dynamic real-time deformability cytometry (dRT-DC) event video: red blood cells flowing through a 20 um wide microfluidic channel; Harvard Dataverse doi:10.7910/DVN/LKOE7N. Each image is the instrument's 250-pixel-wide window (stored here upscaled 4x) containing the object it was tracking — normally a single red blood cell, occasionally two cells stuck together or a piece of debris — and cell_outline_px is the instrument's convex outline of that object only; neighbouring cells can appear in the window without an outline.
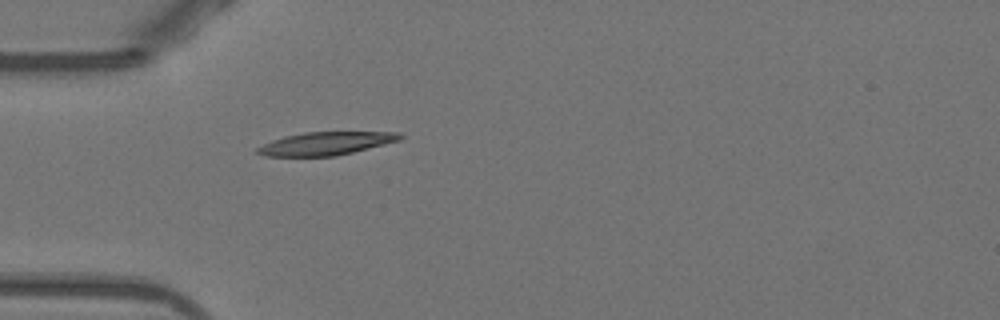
{"species": "Egyptian fruit bat (a non-hibernating species)", "species_latin": "Rousettus aegyptiacus", "temperature_condition": "warm", "stored_images_in_passage": 37, "camera_frame_rate_fps": 3000, "um_per_image_px": 0.085, "animal": {"sex": "female"}, "frame": {"image": 1, "passage_image": 1, "time_ms": 0.0, "image_size_px": [1000, 320], "cell_outline_px": [[404, 136], [400, 140], [336, 156], [264, 156], [256, 152], [256, 148], [272, 140], [284, 136], [304, 132], [400, 132]], "centroid_in_image_um": [27.68, 12.19], "position_along_channel_um": 57.3, "area_um2": 19.07}}
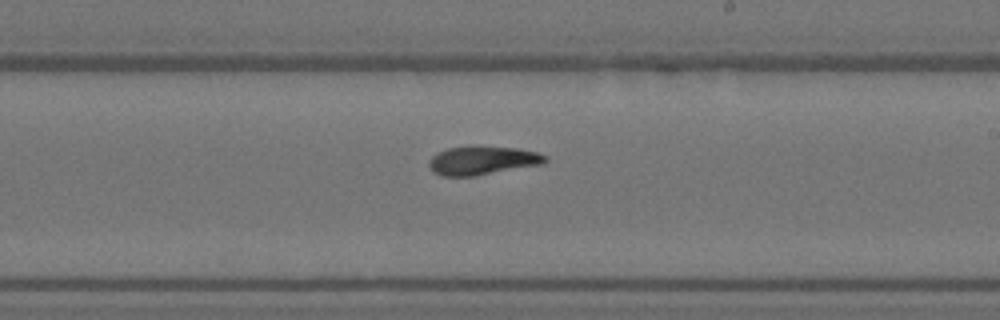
{"frame": {"image": 2, "passage_image": 16, "time_ms": 5.0, "image_size_px": [1000, 320], "cell_outline_px": [[548, 160], [544, 164], [472, 176], [440, 176], [432, 172], [428, 164], [428, 160], [436, 152], [448, 148], [476, 144], [516, 148], [536, 152], [548, 156]], "centroid_in_image_um": [40.98, 13.61], "position_along_channel_um": 248.0, "area_um2": 19.94}}
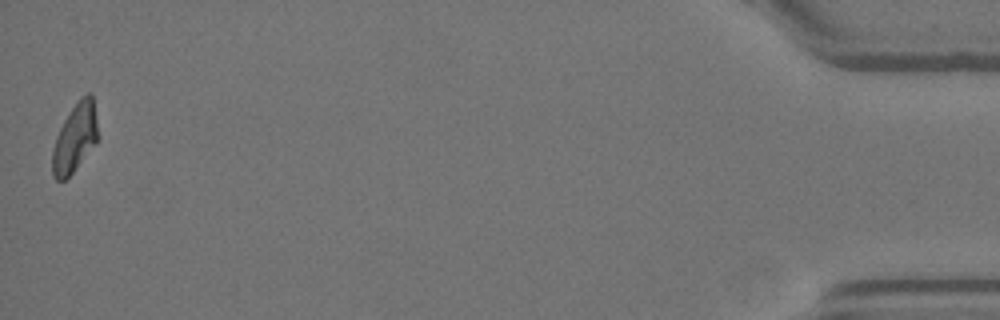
{"frame": {"image": 3, "passage_image": 37, "time_ms": 12.0, "image_size_px": [1000, 320], "cell_outline_px": [[100, 136], [96, 144], [72, 172], [64, 180], [56, 180], [52, 176], [52, 152], [56, 136], [64, 120], [80, 96], [88, 92], [92, 92]], "centroid_in_image_um": [6.4, 11.68], "position_along_channel_um": 428.8, "area_um2": 18.44}, "authors_computed_cell_mechanics": {"area_um2": 19.1318, "velocity_mm_per_s": 3.9067, "shape_relaxation_time_tau1_ms": null, "shape_relaxation_time_tau2_ms": 4.8849, "deformation_change_tau1": null, "deformation_change_tau2": 0.0899}}